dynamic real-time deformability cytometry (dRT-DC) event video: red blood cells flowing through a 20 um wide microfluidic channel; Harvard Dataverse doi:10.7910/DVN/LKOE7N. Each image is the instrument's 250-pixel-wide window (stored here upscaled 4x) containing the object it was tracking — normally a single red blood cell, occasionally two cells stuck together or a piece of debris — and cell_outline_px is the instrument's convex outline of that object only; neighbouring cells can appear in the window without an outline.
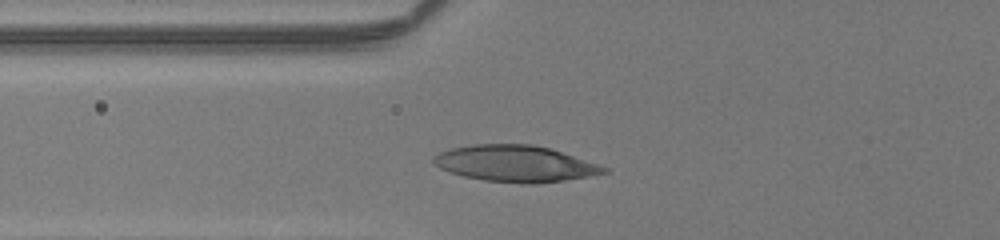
{"species": "human", "species_latin": "Homo sapiens", "temperature_condition": "room temperature", "stored_images_in_passage": 26, "camera_frame_rate_fps": 3000, "um_per_image_px": 0.085, "donor": {"sex": "male"}, "frame": {"image": 1, "passage_image": 2, "time_ms": 0.333, "image_size_px": [1000, 240], "cell_outline_px": [[612, 168], [608, 172], [588, 176], [564, 180], [536, 184], [524, 184], [484, 180], [464, 176], [448, 172], [432, 164], [432, 156], [440, 152], [452, 148], [472, 144], [532, 144], [552, 148]], "centroid_in_image_um": [43.82, 13.9], "position_along_channel_um": 82.0, "area_um2": 36.53}}
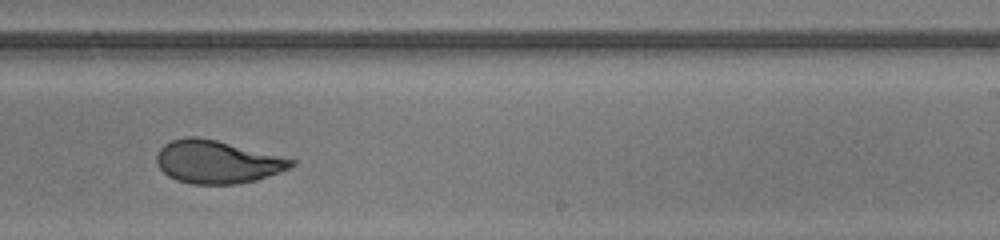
{"frame": {"image": 2, "passage_image": 16, "time_ms": 5.0, "image_size_px": [1000, 240], "cell_outline_px": [[296, 164], [288, 168], [256, 180], [236, 184], [192, 184], [176, 180], [168, 176], [156, 164], [156, 156], [160, 148], [164, 144], [172, 140], [188, 136], [196, 136], [216, 140], [296, 160]], "centroid_in_image_um": [18.41, 13.76], "position_along_channel_um": 270.6, "area_um2": 33.41}}
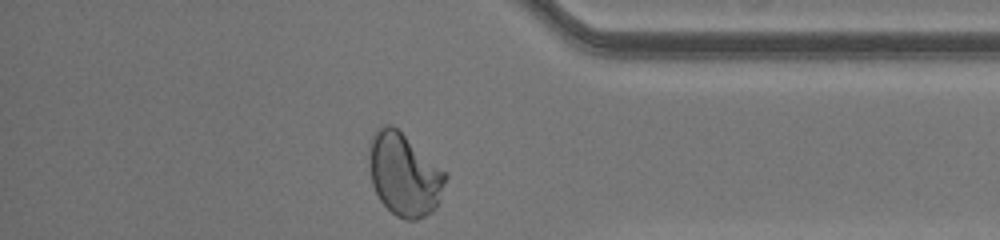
{"frame": {"image": 3, "passage_image": 26, "time_ms": 8.333, "image_size_px": [1000, 240], "cell_outline_px": [[448, 176], [440, 200], [436, 208], [432, 212], [416, 220], [404, 220], [396, 216], [380, 200], [372, 184], [368, 164], [368, 144], [376, 128], [384, 124], [392, 124], [448, 172]], "centroid_in_image_um": [34.36, 14.81], "position_along_channel_um": 400.8, "area_um2": 37.45}, "authors_computed_cell_mechanics": {"area_um2": 34.0731, "velocity_mm_per_s": 4.1095, "shape_relaxation_time_tau1_ms": 7.9724, "shape_relaxation_time_tau2_ms": null, "deformation_change_tau1": 0.2743, "deformation_change_tau2": null}}